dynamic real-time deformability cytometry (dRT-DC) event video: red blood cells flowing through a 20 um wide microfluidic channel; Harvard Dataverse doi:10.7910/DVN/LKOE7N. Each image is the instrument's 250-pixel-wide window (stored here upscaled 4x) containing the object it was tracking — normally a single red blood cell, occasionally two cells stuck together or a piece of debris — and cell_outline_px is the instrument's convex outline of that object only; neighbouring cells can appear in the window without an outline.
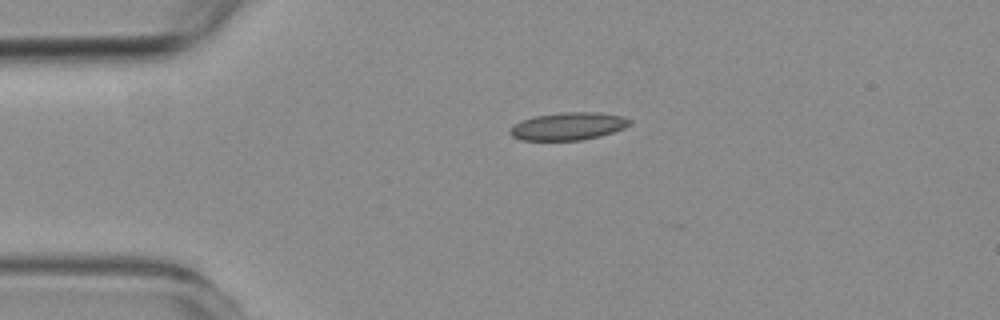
{"species": "common noctule bat (a hibernating species)", "species_latin": "Nyctalus noctula", "temperature_condition": "room temperature", "stored_images_in_passage": 2, "camera_frame_rate_fps": 3000, "um_per_image_px": 0.085, "animal": {"sex": "female", "body_mass_g": 19.3, "forearm_length_mm": 54.1}, "frame": {"image": 1, "passage_image": 1, "time_ms": 0.0, "image_size_px": [1000, 320], "cell_outline_px": [[632, 124], [624, 128], [600, 136], [584, 140], [520, 140], [512, 136], [508, 132], [508, 128], [520, 120], [532, 116], [560, 112], [600, 112], [624, 116], [632, 120]], "centroid_in_image_um": [48.28, 10.72], "position_along_channel_um": 36.7, "area_um2": 19.71}}